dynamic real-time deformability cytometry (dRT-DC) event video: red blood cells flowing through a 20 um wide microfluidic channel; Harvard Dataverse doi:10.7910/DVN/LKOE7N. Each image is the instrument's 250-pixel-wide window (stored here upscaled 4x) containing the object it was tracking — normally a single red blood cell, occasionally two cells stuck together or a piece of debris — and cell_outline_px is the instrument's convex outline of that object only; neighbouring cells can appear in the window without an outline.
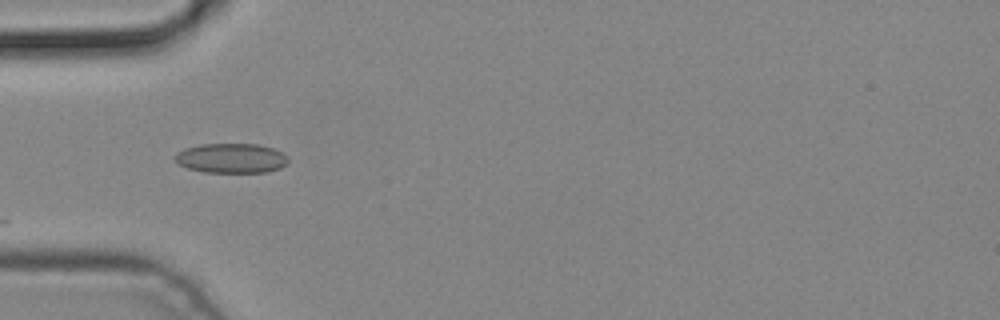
{"species": "common noctule bat (a hibernating species)", "species_latin": "Nyctalus noctula", "temperature_condition": "cold", "stored_images_in_passage": 5, "camera_frame_rate_fps": 3000, "um_per_image_px": 0.085, "animal": {"sex": "male", "body_mass_g": 19.2, "forearm_length_mm": 51.8}, "frame": {"image": 1, "passage_image": 5, "time_ms": 1.333, "image_size_px": [1000, 320], "cell_outline_px": [[288, 164], [280, 168], [268, 172], [204, 172], [188, 168], [176, 164], [172, 160], [172, 156], [176, 152], [184, 148], [200, 144], [256, 144], [272, 148], [288, 156]], "centroid_in_image_um": [19.59, 13.45], "position_along_channel_um": 65.4, "area_um2": 19.88}}